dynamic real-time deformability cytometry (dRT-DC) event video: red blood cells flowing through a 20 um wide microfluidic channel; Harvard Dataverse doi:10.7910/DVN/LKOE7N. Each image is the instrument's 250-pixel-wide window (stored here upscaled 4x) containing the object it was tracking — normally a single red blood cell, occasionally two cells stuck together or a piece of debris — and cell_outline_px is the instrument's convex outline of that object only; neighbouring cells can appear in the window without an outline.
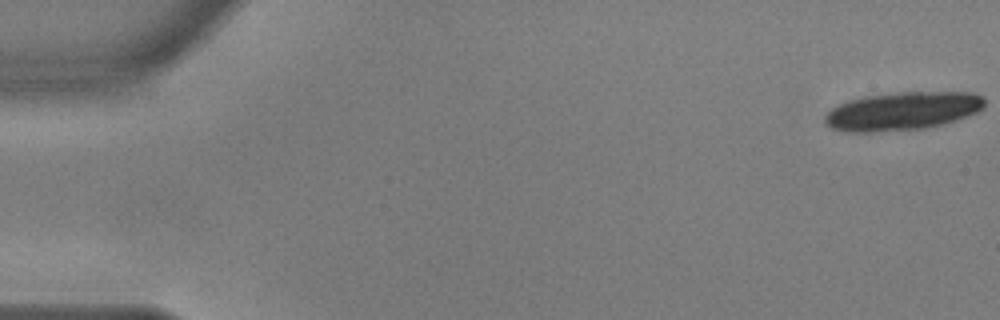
{"species": "common noctule bat (a hibernating species)", "species_latin": "Nyctalus noctula", "temperature_condition": "warm", "stored_images_in_passage": 19, "camera_frame_rate_fps": 3000, "um_per_image_px": 0.085, "animal": {"sex": "male", "body_mass_g": 17.9, "forearm_length_mm": 54.2}, "frame": {"image": 1, "passage_image": 1, "time_ms": 0.0, "image_size_px": [1000, 320], "cell_outline_px": [[984, 108], [976, 112], [956, 120], [924, 128], [876, 132], [844, 132], [832, 128], [824, 120], [824, 116], [832, 108], [848, 100], [864, 96], [896, 92], [972, 92], [984, 96]], "centroid_in_image_um": [76.7, 9.43], "position_along_channel_um": 8.3, "area_um2": 35.6}}